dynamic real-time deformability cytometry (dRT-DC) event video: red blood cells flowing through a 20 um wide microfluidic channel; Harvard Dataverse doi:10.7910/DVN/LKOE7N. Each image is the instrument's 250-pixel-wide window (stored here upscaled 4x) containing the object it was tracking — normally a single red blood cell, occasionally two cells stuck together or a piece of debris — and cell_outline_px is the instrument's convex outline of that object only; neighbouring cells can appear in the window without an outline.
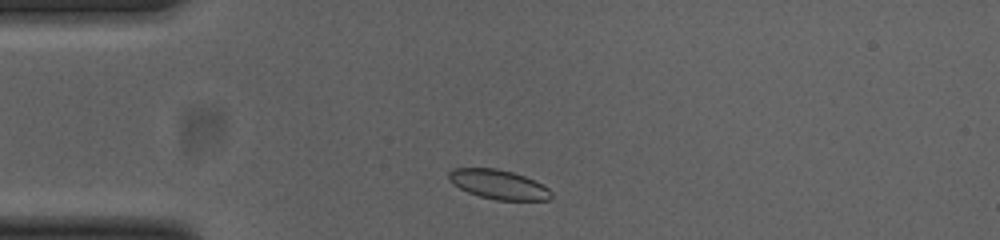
{"species": "common noctule bat (a hibernating species)", "species_latin": "Nyctalus noctula", "temperature_condition": "cold", "stored_images_in_passage": 34, "camera_frame_rate_fps": 3000, "um_per_image_px": 0.085, "animal": {"sex": "female", "body_mass_g": 23.0, "forearm_length_mm": 53.4}, "frame": {"image": 1, "passage_image": 1, "time_ms": 0.0, "image_size_px": [1000, 240], "cell_outline_px": [[552, 196], [548, 200], [496, 200], [480, 196], [468, 192], [452, 184], [448, 176], [448, 172], [452, 168], [496, 168], [512, 172], [524, 176], [548, 188], [552, 192]], "centroid_in_image_um": [42.35, 15.67], "position_along_channel_um": 42.7, "area_um2": 17.4}}
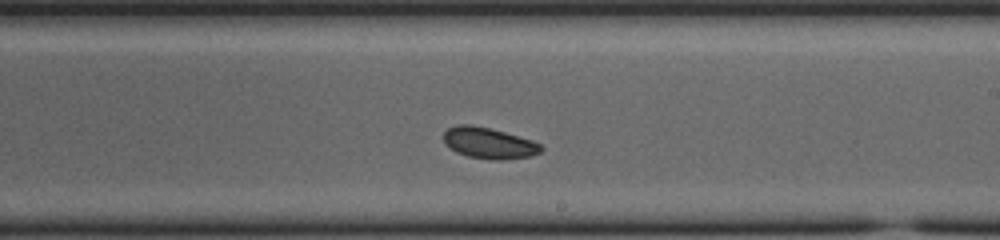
{"frame": {"image": 2, "passage_image": 19, "time_ms": 6.0, "image_size_px": [1000, 240], "cell_outline_px": [[544, 148], [540, 152], [528, 156], [500, 160], [492, 160], [468, 156], [456, 152], [444, 144], [444, 132], [448, 128], [456, 124], [472, 124], [504, 132], [532, 140], [540, 144]], "centroid_in_image_um": [41.52, 12.15], "position_along_channel_um": 247.5, "area_um2": 17.57}}
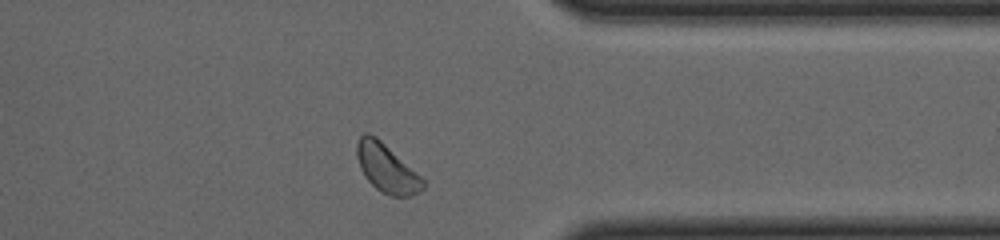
{"frame": {"image": 3, "passage_image": 30, "time_ms": 9.667, "image_size_px": [1000, 240], "cell_outline_px": [[424, 188], [420, 192], [412, 196], [392, 196], [380, 192], [368, 180], [360, 168], [356, 156], [356, 144], [360, 136], [364, 132], [368, 132], [376, 136], [420, 176], [424, 180]], "centroid_in_image_um": [32.84, 14.3], "position_along_channel_um": 378.6, "area_um2": 18.5}, "authors_computed_cell_mechanics": {"area_um2": 17.6868, "velocity_mm_per_s": 3.7928, "shape_relaxation_time_tau1_ms": null, "shape_relaxation_time_tau2_ms": 2.1205, "deformation_change_tau1": null, "deformation_change_tau2": 0.058}}